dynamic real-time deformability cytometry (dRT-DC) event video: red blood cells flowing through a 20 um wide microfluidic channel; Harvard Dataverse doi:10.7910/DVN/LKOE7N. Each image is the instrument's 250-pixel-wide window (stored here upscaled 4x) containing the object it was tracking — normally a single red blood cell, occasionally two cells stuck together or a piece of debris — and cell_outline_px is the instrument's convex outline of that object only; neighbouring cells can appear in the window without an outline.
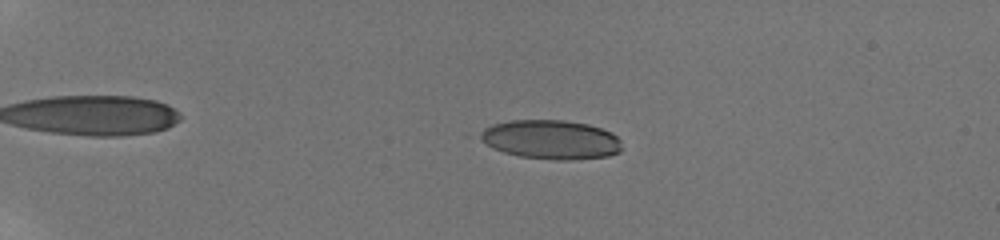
{"species": "human", "species_latin": "Homo sapiens", "temperature_condition": "room temperature", "stored_images_in_passage": 63, "camera_frame_rate_fps": 3000, "um_per_image_px": 0.085, "donor": {"sex": "male"}, "frame": {"image": 1, "passage_image": 16, "time_ms": 4.667, "image_size_px": [1000, 240], "cell_outline_px": [[624, 148], [620, 152], [608, 156], [572, 160], [556, 160], [520, 156], [504, 152], [492, 148], [468, 136], [492, 124], [512, 120], [564, 120], [588, 124], [612, 132], [620, 140]], "centroid_in_image_um": [46.73, 11.86], "position_along_channel_um": 38.3, "area_um2": 33.18}}
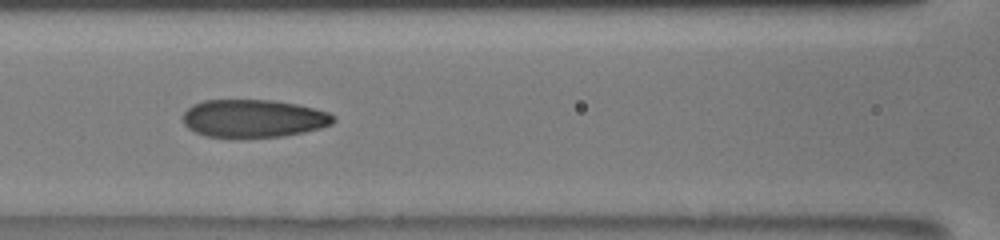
{"frame": {"image": 2, "passage_image": 32, "time_ms": 9.667, "image_size_px": [1000, 240], "cell_outline_px": [[336, 120], [332, 124], [320, 128], [304, 132], [284, 136], [236, 140], [232, 140], [204, 136], [188, 128], [184, 124], [184, 112], [192, 104], [204, 100], [272, 100], [296, 104], [316, 108], [328, 112], [336, 116]], "centroid_in_image_um": [21.54, 10.1], "position_along_channel_um": 145.1, "area_um2": 34.22}}
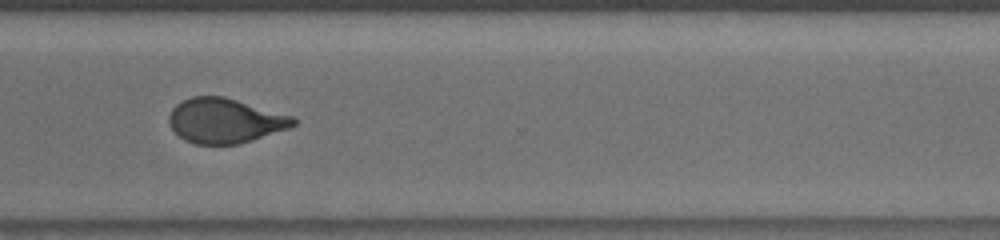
{"frame": {"image": 3, "passage_image": 51, "time_ms": 15.0, "image_size_px": [1000, 240], "cell_outline_px": [[296, 124], [288, 128], [240, 144], [196, 144], [184, 140], [172, 128], [168, 120], [168, 116], [172, 108], [176, 104], [192, 96], [224, 96], [296, 116]], "centroid_in_image_um": [19.14, 10.25], "position_along_channel_um": 351.5, "area_um2": 32.54}, "authors_computed_cell_mechanics": {"area_um2": 32.657, "velocity_mm_per_s": 3.8846, "shape_relaxation_time_tau1_ms": 5.2512, "shape_relaxation_time_tau2_ms": 1.1145, "deformation_change_tau1": 0.1737, "deformation_change_tau2": 0.0689}}